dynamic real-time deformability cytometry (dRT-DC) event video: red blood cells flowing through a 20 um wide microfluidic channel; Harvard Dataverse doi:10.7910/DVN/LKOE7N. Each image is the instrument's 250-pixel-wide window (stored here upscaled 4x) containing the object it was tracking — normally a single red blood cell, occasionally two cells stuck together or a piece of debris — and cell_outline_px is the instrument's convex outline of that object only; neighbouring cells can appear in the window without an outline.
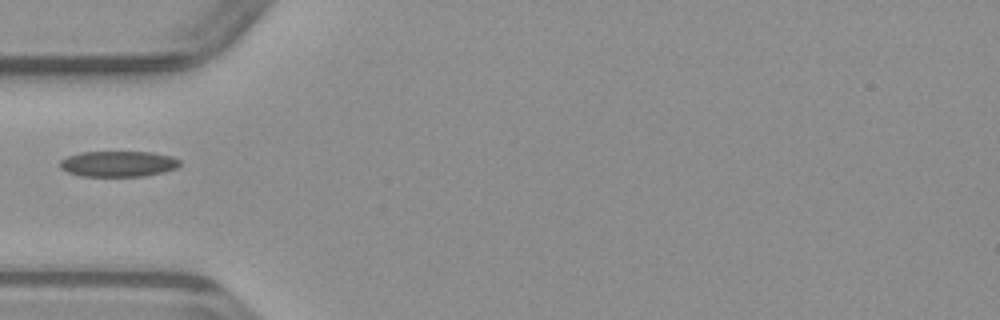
{"species": "common noctule bat (a hibernating species)", "species_latin": "Nyctalus noctula", "temperature_condition": "warm", "stored_images_in_passage": 34, "camera_frame_rate_fps": 3000, "um_per_image_px": 0.085, "animal": {"sex": "male", "body_mass_g": 23.1, "forearm_length_mm": 52.7}, "frame": {"image": 1, "passage_image": 1, "time_ms": 0.0, "image_size_px": [1000, 320], "cell_outline_px": [[180, 164], [176, 168], [164, 172], [144, 176], [80, 176], [68, 172], [60, 168], [60, 160], [68, 156], [80, 152], [152, 152], [172, 156], [180, 160]], "centroid_in_image_um": [10.05, 13.92], "position_along_channel_um": 74.9, "area_um2": 18.03}}
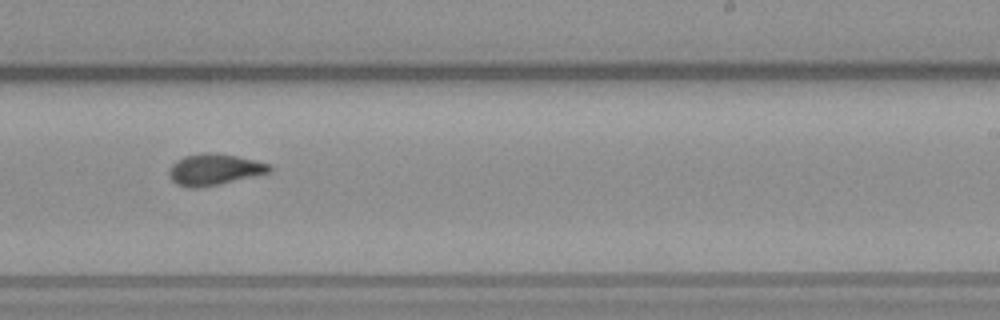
{"frame": {"image": 2, "passage_image": 15, "time_ms": 4.667, "image_size_px": [1000, 320], "cell_outline_px": [[272, 168], [268, 172], [220, 184], [196, 188], [188, 188], [176, 184], [168, 176], [168, 172], [172, 164], [176, 160], [184, 156], [204, 152], [212, 152], [236, 156], [268, 164]], "centroid_in_image_um": [18.13, 14.41], "position_along_channel_um": 270.9, "area_um2": 18.09}}
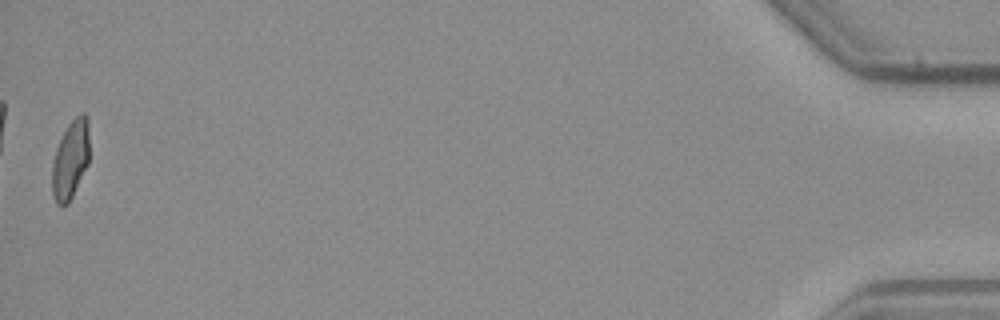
{"frame": {"image": 3, "passage_image": 34, "time_ms": 11.0, "image_size_px": [1000, 320], "cell_outline_px": [[88, 164], [68, 204], [56, 204], [52, 192], [52, 164], [56, 148], [68, 124], [80, 112], [84, 112], [88, 120]], "centroid_in_image_um": [5.98, 13.55], "position_along_channel_um": 429.2, "area_um2": 16.88}}